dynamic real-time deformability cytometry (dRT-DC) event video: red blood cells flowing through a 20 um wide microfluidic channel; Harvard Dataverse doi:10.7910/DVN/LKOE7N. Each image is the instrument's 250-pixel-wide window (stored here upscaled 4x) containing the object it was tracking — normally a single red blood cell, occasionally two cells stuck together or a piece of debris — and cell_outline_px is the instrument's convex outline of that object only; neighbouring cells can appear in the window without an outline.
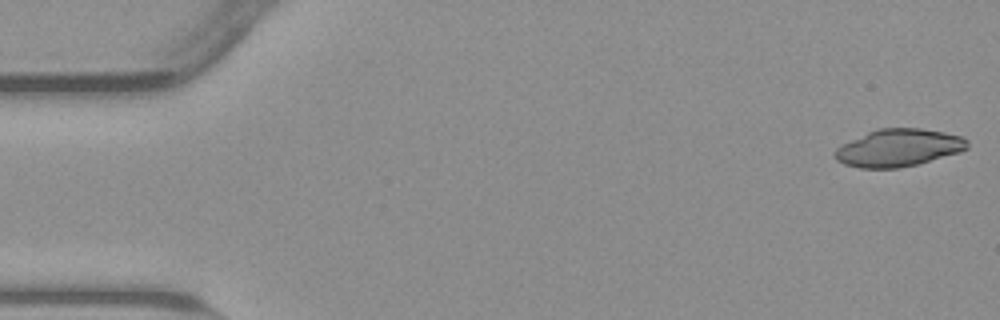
{"species": "common noctule bat (a hibernating species)", "species_latin": "Nyctalus noctula", "temperature_condition": "warm", "stored_images_in_passage": 53, "camera_frame_rate_fps": 3000, "um_per_image_px": 0.085, "animal": {"sex": "male", "body_mass_g": 23.1, "forearm_length_mm": 52.7}, "frame": {"image": 1, "passage_image": 1, "time_ms": 0.0, "image_size_px": [1000, 320], "cell_outline_px": [[968, 148], [960, 152], [916, 164], [900, 168], [860, 168], [844, 164], [836, 160], [832, 156], [836, 148], [876, 128], [920, 128], [944, 132], [964, 136], [968, 140]], "centroid_in_image_um": [76.38, 12.56], "position_along_channel_um": 8.6, "area_um2": 28.9}}